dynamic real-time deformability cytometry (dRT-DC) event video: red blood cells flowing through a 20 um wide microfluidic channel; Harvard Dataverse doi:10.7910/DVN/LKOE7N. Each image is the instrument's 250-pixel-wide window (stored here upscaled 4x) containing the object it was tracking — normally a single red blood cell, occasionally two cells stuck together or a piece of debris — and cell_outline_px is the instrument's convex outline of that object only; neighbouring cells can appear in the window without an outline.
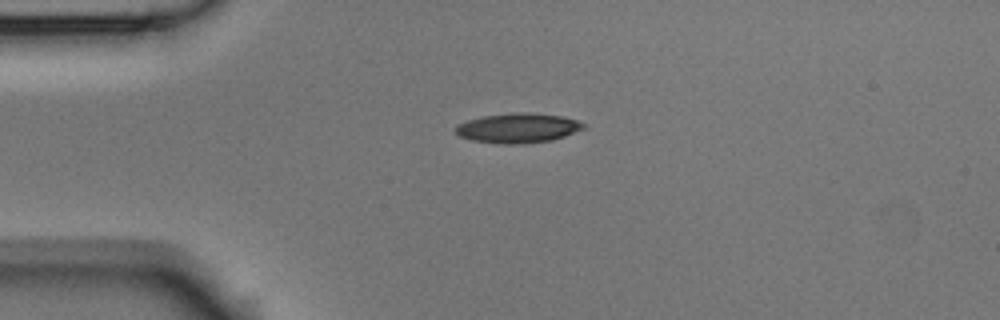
{"species": "Egyptian fruit bat (a non-hibernating species)", "species_latin": "Rousettus aegyptiacus", "temperature_condition": "room temperature", "stored_images_in_passage": 3, "camera_frame_rate_fps": 3000, "um_per_image_px": 0.085, "animal": {"sex": "male"}, "frame": {"image": 1, "passage_image": 3, "time_ms": 0.667, "image_size_px": [1000, 320], "cell_outline_px": [[584, 128], [564, 136], [552, 140], [524, 144], [504, 144], [472, 140], [460, 136], [456, 132], [456, 124], [468, 120], [484, 116], [512, 112], [532, 112], [560, 116], [576, 120], [584, 124]], "centroid_in_image_um": [44.01, 10.88], "position_along_channel_um": 41.0, "area_um2": 22.02}}